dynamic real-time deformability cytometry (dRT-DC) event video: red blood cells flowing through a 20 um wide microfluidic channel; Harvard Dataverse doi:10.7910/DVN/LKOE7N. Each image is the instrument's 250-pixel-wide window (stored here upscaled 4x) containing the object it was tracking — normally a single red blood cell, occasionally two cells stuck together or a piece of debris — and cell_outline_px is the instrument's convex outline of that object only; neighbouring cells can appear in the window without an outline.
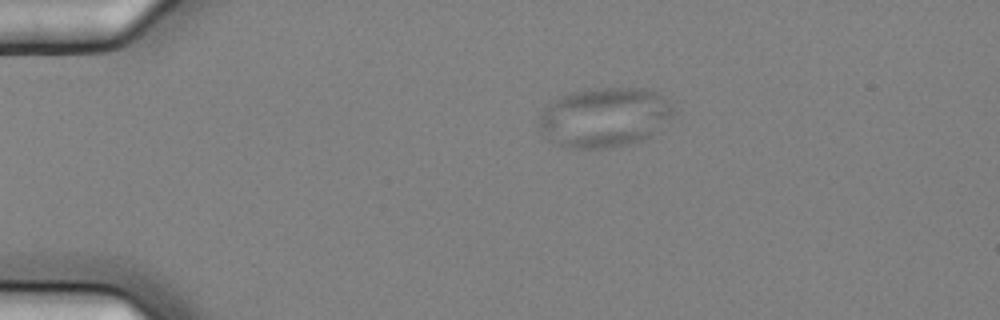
{"species": "common noctule bat (a hibernating species)", "species_latin": "Nyctalus noctula", "temperature_condition": "cold", "stored_images_in_passage": 3, "camera_frame_rate_fps": 3000, "um_per_image_px": 0.085, "animal": {"sex": "female", "body_mass_g": 25.1}, "frame": {"image": 1, "passage_image": 1, "time_ms": 0.0, "image_size_px": [1000, 320], "cell_outline_px": [[672, 116], [644, 140], [628, 144], [608, 148], [564, 148], [548, 140], [540, 124], [540, 116], [544, 108], [548, 104], [560, 96], [572, 92], [588, 88], [648, 88], [660, 92], [672, 104]], "centroid_in_image_um": [51.39, 9.96], "position_along_channel_um": 33.6, "area_um2": 46.76}}